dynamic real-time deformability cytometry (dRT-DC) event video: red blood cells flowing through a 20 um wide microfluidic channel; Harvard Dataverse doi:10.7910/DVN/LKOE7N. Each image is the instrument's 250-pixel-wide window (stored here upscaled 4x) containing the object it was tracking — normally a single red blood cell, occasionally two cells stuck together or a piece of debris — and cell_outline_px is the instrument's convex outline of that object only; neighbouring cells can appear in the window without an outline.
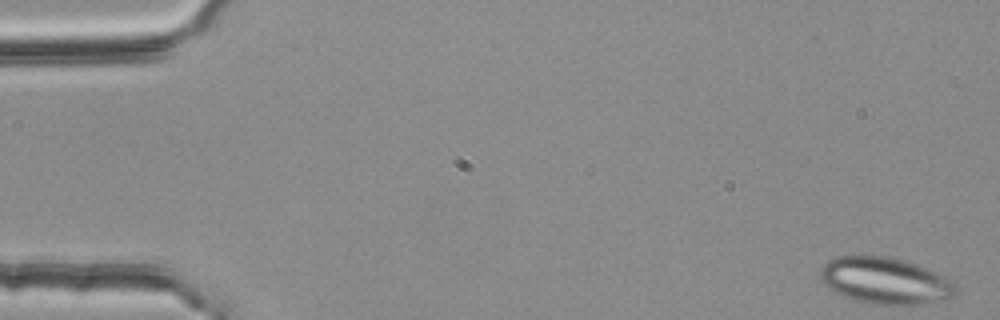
{"species": "common noctule bat (a hibernating species)", "species_latin": "Nyctalus noctula", "temperature_condition": "room temperature", "stored_images_in_passage": 51, "camera_frame_rate_fps": 3000, "um_per_image_px": 0.085, "animal": {"sex": "female", "body_mass_g": 25.1}, "frame": {"image": 1, "passage_image": 1, "time_ms": 0.0, "image_size_px": [1000, 320], "cell_outline_px": [[960, 288], [948, 300], [920, 304], [868, 304], [844, 296], [836, 292], [824, 284], [820, 276], [820, 268], [828, 260], [836, 256], [888, 256], [904, 260], [916, 264], [936, 272], [952, 280]], "centroid_in_image_um": [75.28, 23.86], "position_along_channel_um": 9.7, "area_um2": 36.93}}
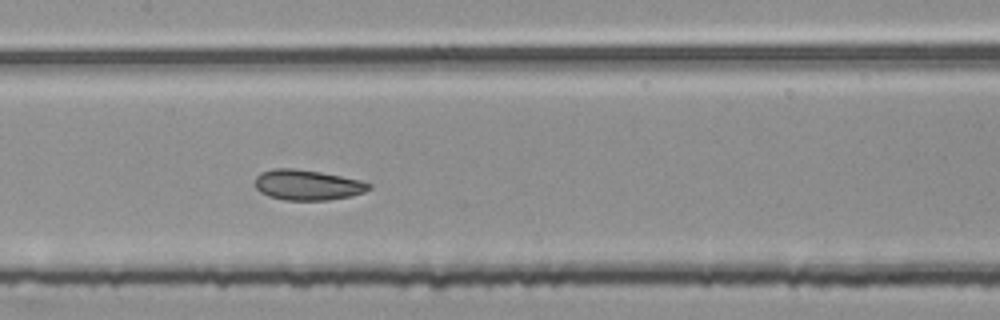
{"frame": {"image": 2, "passage_image": 26, "time_ms": 8.333, "image_size_px": [1000, 320], "cell_outline_px": [[372, 188], [364, 192], [352, 196], [328, 200], [284, 200], [268, 196], [260, 192], [256, 188], [256, 176], [260, 172], [272, 168], [292, 168], [320, 172], [360, 180], [372, 184]], "centroid_in_image_um": [26.13, 15.72], "position_along_channel_um": 181.3, "area_um2": 20.23}}
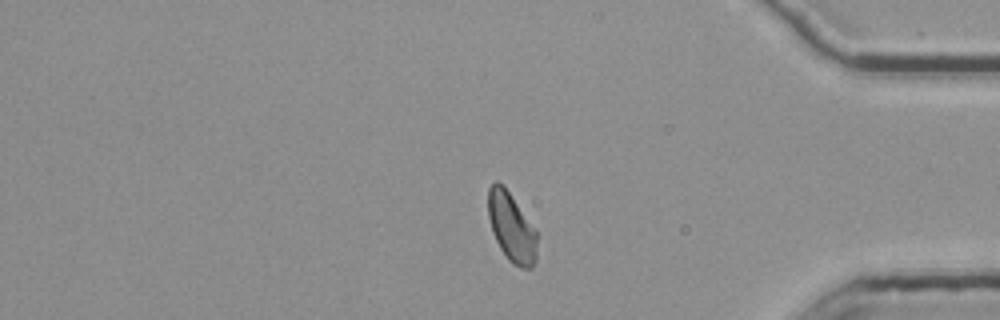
{"frame": {"image": 3, "passage_image": 45, "time_ms": 14.667, "image_size_px": [1000, 320], "cell_outline_px": [[536, 260], [532, 268], [520, 268], [512, 264], [508, 260], [500, 248], [492, 232], [488, 216], [488, 188], [496, 180], [504, 184], [536, 232]], "centroid_in_image_um": [43.45, 19.32], "position_along_channel_um": 391.8, "area_um2": 19.59}, "authors_computed_cell_mechanics": {"area_um2": 20.23, "velocity_mm_per_s": 3.7569, "shape_relaxation_time_tau1_ms": 2.1903, "shape_relaxation_time_tau2_ms": 1.2597, "deformation_change_tau1": 0.0819, "deformation_change_tau2": 0.0645}}